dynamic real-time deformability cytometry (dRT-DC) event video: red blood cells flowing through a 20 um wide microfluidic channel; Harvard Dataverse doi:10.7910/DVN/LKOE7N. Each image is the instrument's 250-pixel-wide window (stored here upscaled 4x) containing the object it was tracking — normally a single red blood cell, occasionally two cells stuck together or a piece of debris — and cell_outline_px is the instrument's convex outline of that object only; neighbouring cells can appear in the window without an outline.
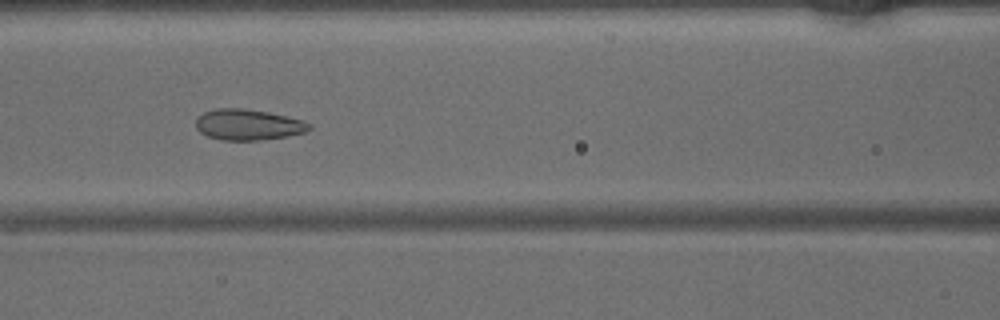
{"species": "common noctule bat (a hibernating species)", "species_latin": "Nyctalus noctula", "temperature_condition": "warm", "stored_images_in_passage": 41, "camera_frame_rate_fps": 3000, "um_per_image_px": 0.085, "animal": {"sex": "male", "body_mass_g": 15.6}, "frame": {"image": 1, "passage_image": 14, "time_ms": 4.333, "image_size_px": [1000, 320], "cell_outline_px": [[312, 128], [304, 132], [288, 136], [264, 140], [224, 140], [208, 136], [200, 132], [196, 128], [196, 116], [204, 112], [216, 108], [244, 108], [268, 112], [304, 120], [312, 124]], "centroid_in_image_um": [21.1, 10.59], "position_along_channel_um": 145.5, "area_um2": 20.58}}
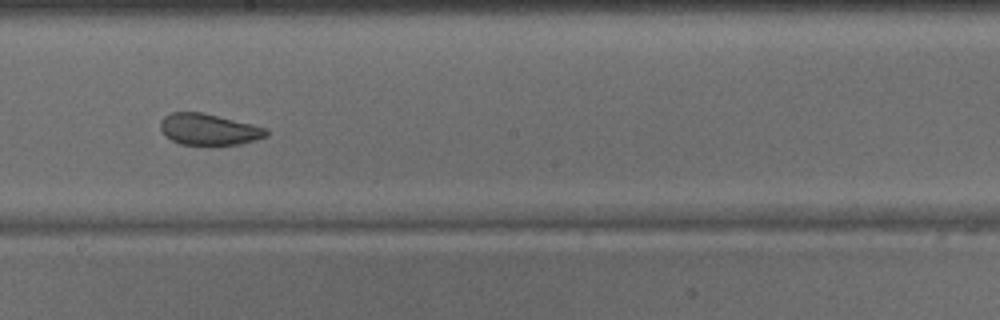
{"frame": {"image": 2, "passage_image": 20, "time_ms": 6.333, "image_size_px": [1000, 320], "cell_outline_px": [[268, 136], [256, 140], [240, 144], [180, 144], [164, 136], [160, 128], [160, 120], [168, 112], [204, 112], [268, 128]], "centroid_in_image_um": [17.74, 10.98], "position_along_channel_um": 230.5, "area_um2": 19.48}}
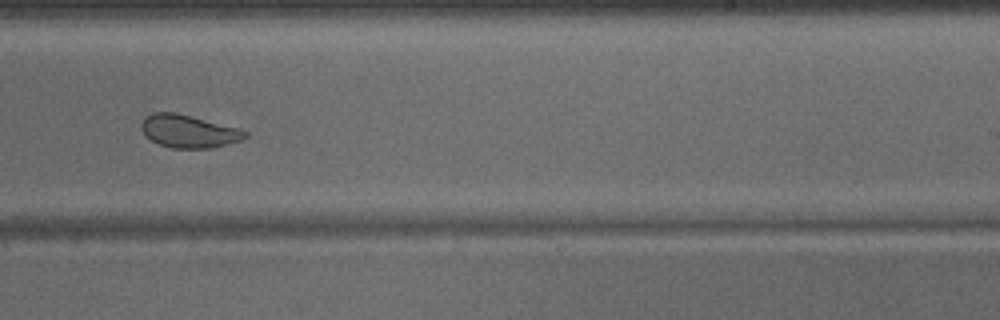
{"frame": {"image": 3, "passage_image": 23, "time_ms": 7.333, "image_size_px": [1000, 320], "cell_outline_px": [[248, 136], [240, 140], [212, 148], [172, 148], [160, 144], [144, 136], [140, 128], [140, 124], [144, 116], [152, 112], [176, 112], [192, 116], [236, 128], [248, 132]], "centroid_in_image_um": [15.96, 11.15], "position_along_channel_um": 273.0, "area_um2": 19.83}}